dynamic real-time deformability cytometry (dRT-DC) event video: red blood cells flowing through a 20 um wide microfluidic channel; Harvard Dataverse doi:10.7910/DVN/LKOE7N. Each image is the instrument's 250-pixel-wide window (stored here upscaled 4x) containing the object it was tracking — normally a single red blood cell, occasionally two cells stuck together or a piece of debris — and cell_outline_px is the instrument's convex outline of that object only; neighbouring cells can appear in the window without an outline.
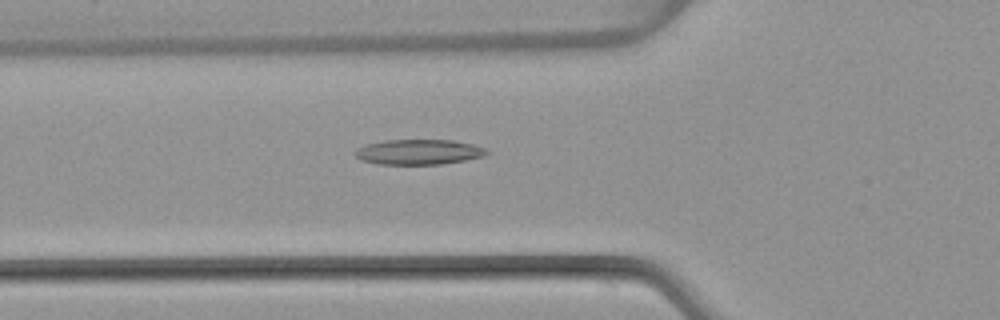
{"species": "common noctule bat (a hibernating species)", "species_latin": "Nyctalus noctula", "temperature_condition": "warm", "stored_images_in_passage": 38, "camera_frame_rate_fps": 3000, "um_per_image_px": 0.085, "animal": {"sex": "female", "body_mass_g": 22.7, "forearm_length_mm": 54.2}, "frame": {"image": 1, "passage_image": 6, "time_ms": 1.667, "image_size_px": [1000, 320], "cell_outline_px": [[492, 152], [484, 156], [464, 160], [440, 164], [380, 164], [360, 160], [352, 152], [356, 148], [368, 144], [384, 140], [452, 140], [472, 144], [484, 148]], "centroid_in_image_um": [35.57, 12.91], "position_along_channel_um": 90.2, "area_um2": 19.31}}
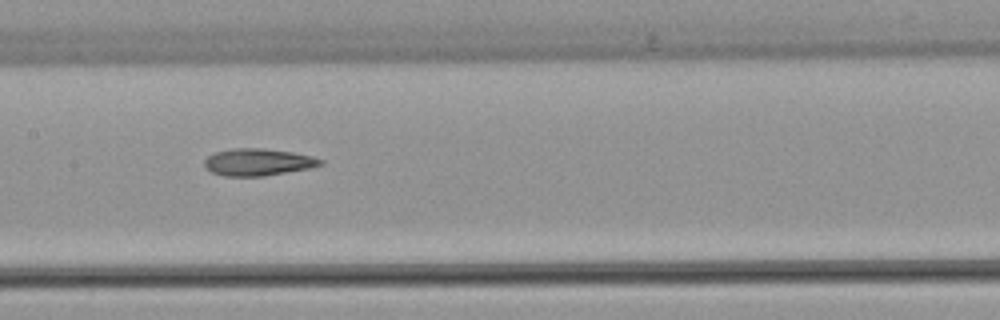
{"frame": {"image": 2, "passage_image": 13, "time_ms": 4.0, "image_size_px": [1000, 320], "cell_outline_px": [[324, 164], [308, 168], [264, 176], [224, 176], [212, 172], [204, 164], [204, 160], [208, 156], [216, 152], [232, 148], [264, 148], [292, 152], [312, 156], [324, 160]], "centroid_in_image_um": [21.94, 13.77], "position_along_channel_um": 185.5, "area_um2": 18.21}}
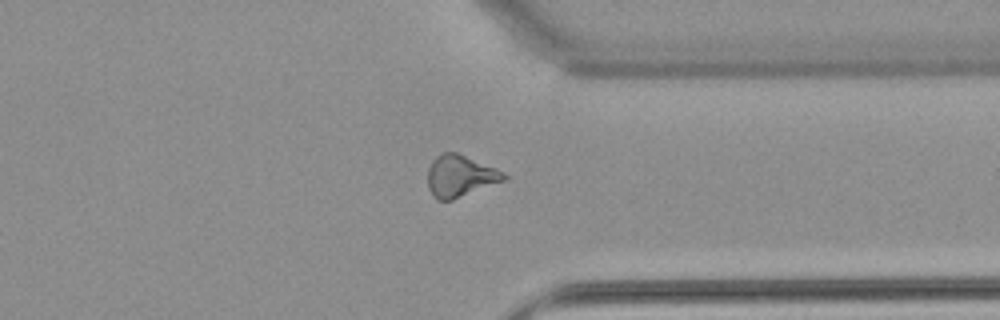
{"frame": {"image": 3, "passage_image": 27, "time_ms": 8.667, "image_size_px": [1000, 320], "cell_outline_px": [[508, 180], [452, 200], [436, 200], [432, 196], [428, 188], [428, 168], [432, 160], [436, 156], [444, 152], [456, 152], [496, 168], [504, 172], [508, 176]], "centroid_in_image_um": [39.13, 14.98], "position_along_channel_um": 372.3, "area_um2": 18.79}, "authors_computed_cell_mechanics": {"area_um2": 18.3804, "velocity_mm_per_s": 4.0549, "shape_relaxation_time_tau1_ms": null, "shape_relaxation_time_tau2_ms": 4.122, "deformation_change_tau1": null, "deformation_change_tau2": 0.1511}}